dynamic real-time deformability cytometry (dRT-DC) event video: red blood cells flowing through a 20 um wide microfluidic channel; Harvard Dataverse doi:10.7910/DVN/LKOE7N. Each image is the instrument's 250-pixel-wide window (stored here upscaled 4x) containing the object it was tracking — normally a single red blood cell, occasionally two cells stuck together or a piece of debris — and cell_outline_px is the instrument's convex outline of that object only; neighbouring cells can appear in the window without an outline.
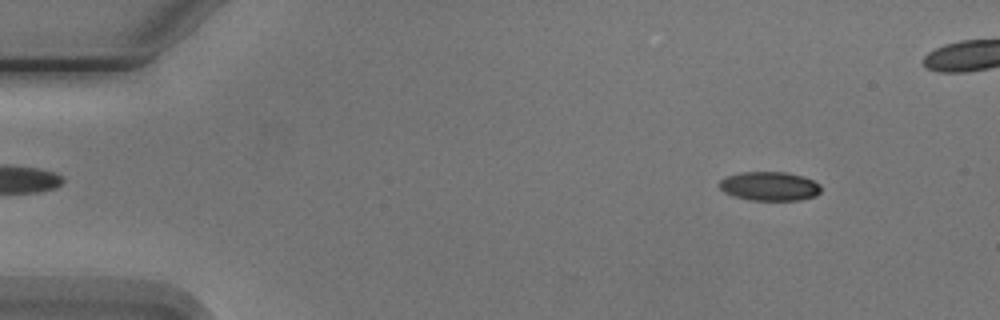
{"species": "Egyptian fruit bat (a non-hibernating species)", "species_latin": "Rousettus aegyptiacus", "temperature_condition": "cold", "stored_images_in_passage": 2, "camera_frame_rate_fps": 3000, "um_per_image_px": 0.085, "animal": {"sex": "male"}, "frame": {"image": 1, "passage_image": 1, "time_ms": 0.0, "image_size_px": [1000, 320], "cell_outline_px": [[820, 192], [816, 196], [800, 200], [752, 200], [736, 196], [724, 192], [720, 188], [720, 180], [724, 176], [740, 172], [788, 172], [804, 176], [820, 184]], "centroid_in_image_um": [65.43, 15.81], "position_along_channel_um": 19.6, "area_um2": 17.22}}